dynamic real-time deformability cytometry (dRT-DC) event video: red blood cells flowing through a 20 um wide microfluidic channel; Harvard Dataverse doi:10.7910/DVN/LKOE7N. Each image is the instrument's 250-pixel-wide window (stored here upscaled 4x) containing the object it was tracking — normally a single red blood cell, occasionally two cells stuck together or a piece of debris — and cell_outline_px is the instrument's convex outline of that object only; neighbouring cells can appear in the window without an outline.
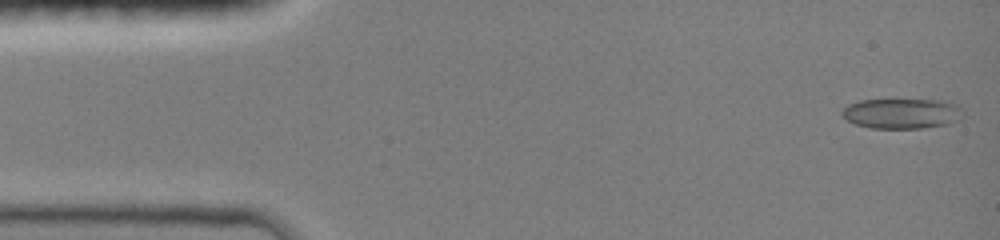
{"species": "common noctule bat (a hibernating species)", "species_latin": "Nyctalus noctula", "temperature_condition": "room temperature", "stored_images_in_passage": 48, "camera_frame_rate_fps": 3000, "um_per_image_px": 0.085, "animal": {"sex": "female", "body_mass_g": 19.0, "forearm_length_mm": 51.5}, "frame": {"image": 1, "passage_image": 1, "time_ms": 0.0, "image_size_px": [1000, 240], "cell_outline_px": [[964, 116], [960, 120], [948, 124], [924, 128], [872, 128], [856, 124], [848, 120], [840, 112], [848, 104], [860, 100], [896, 96], [940, 100], [956, 104], [964, 112]], "centroid_in_image_um": [76.68, 9.58], "position_along_channel_um": 8.3, "area_um2": 22.48}}
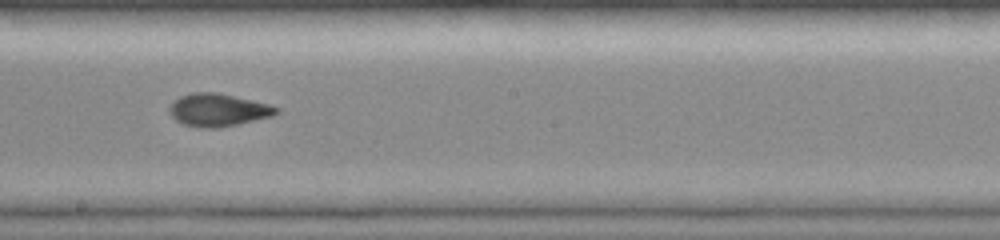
{"frame": {"image": 2, "passage_image": 24, "time_ms": 8.0, "image_size_px": [1000, 240], "cell_outline_px": [[280, 112], [272, 116], [236, 124], [216, 128], [204, 128], [184, 124], [176, 120], [168, 112], [168, 108], [180, 96], [192, 92], [216, 92], [252, 100], [268, 104], [280, 108]], "centroid_in_image_um": [18.54, 9.34], "position_along_channel_um": 229.7, "area_um2": 20.17}}
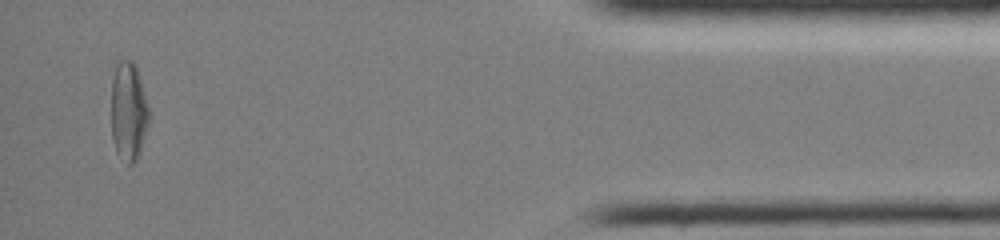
{"frame": {"image": 3, "passage_image": 45, "time_ms": 14.0, "image_size_px": [1000, 240], "cell_outline_px": [[148, 124], [140, 152], [136, 160], [132, 164], [128, 164], [116, 152], [112, 140], [112, 60], [132, 60], [136, 64], [148, 104]], "centroid_in_image_um": [10.9, 9.38], "position_along_channel_um": 424.3, "area_um2": 22.08}, "authors_computed_cell_mechanics": {"area_um2": 20.0566, "velocity_mm_per_s": 4.1716, "shape_relaxation_time_tau1_ms": 10.8689, "shape_relaxation_time_tau2_ms": 1.3867, "deformation_change_tau1": 0.2691, "deformation_change_tau2": 0.0527}}